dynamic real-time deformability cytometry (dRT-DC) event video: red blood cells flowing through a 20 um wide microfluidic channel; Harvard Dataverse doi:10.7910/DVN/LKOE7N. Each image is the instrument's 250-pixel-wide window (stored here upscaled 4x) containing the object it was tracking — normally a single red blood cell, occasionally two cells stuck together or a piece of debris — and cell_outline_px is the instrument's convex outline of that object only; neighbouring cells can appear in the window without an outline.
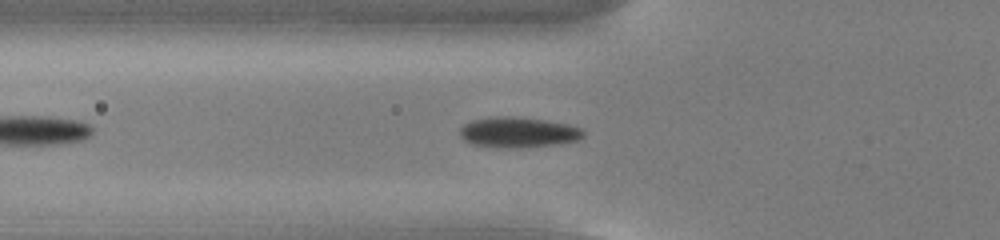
{"species": "common noctule bat (a hibernating species)", "species_latin": "Nyctalus noctula", "temperature_condition": "cold", "stored_images_in_passage": 35, "camera_frame_rate_fps": 3000, "um_per_image_px": 0.085, "animal": {"sex": "male", "body_mass_g": 13.0, "forearm_length_mm": 53.1}, "frame": {"image": 1, "passage_image": 6, "time_ms": 1.667, "image_size_px": [1000, 240], "cell_outline_px": [[584, 136], [576, 140], [560, 144], [508, 148], [500, 148], [468, 144], [460, 136], [460, 128], [464, 124], [472, 120], [496, 116], [512, 116], [544, 120], [568, 124], [580, 128], [584, 132]], "centroid_in_image_um": [44.0, 11.25], "position_along_channel_um": 81.8, "area_um2": 21.96}}
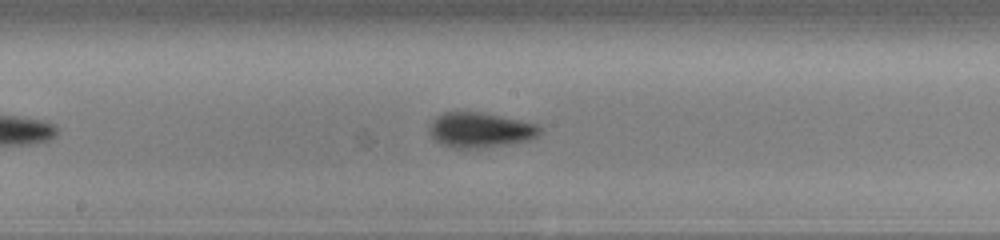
{"frame": {"image": 2, "passage_image": 16, "time_ms": 5.0, "image_size_px": [1000, 240], "cell_outline_px": [[540, 132], [536, 136], [528, 140], [508, 144], [484, 148], [452, 148], [440, 144], [428, 132], [428, 128], [432, 120], [436, 116], [444, 112], [484, 112], [536, 124], [540, 128]], "centroid_in_image_um": [40.76, 11.05], "position_along_channel_um": 207.4, "area_um2": 22.6}}
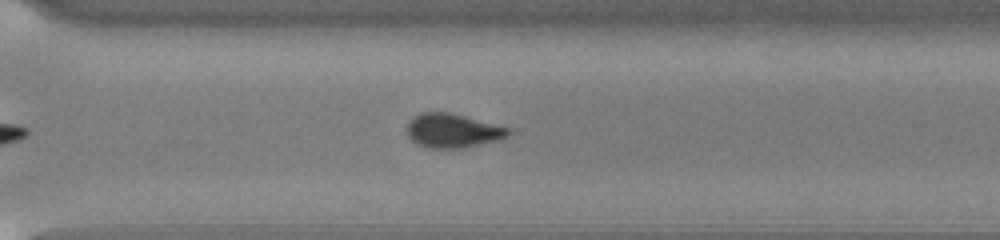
{"frame": {"image": 3, "passage_image": 26, "time_ms": 8.333, "image_size_px": [1000, 240], "cell_outline_px": [[512, 132], [508, 136], [500, 140], [460, 148], [424, 148], [416, 144], [408, 136], [408, 124], [412, 116], [420, 112], [448, 112], [464, 116], [508, 128]], "centroid_in_image_um": [38.44, 11.11], "position_along_channel_um": 332.2, "area_um2": 20.06}, "authors_computed_cell_mechanics": {"area_um2": 21.2126, "velocity_mm_per_s": 3.7598, "shape_relaxation_time_tau1_ms": 2.507, "shape_relaxation_time_tau2_ms": null, "deformation_change_tau1": 0.1144, "deformation_change_tau2": null}}